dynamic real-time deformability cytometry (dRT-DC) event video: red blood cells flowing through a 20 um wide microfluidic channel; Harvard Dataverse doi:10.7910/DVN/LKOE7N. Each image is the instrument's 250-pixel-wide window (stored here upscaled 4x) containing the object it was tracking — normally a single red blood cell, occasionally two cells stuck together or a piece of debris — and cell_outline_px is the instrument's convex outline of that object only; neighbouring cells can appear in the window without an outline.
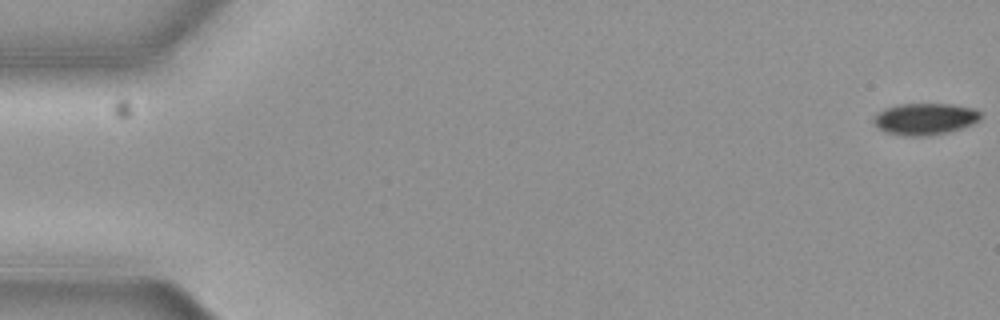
{"species": "common noctule bat (a hibernating species)", "species_latin": "Nyctalus noctula", "temperature_condition": "cold", "stored_images_in_passage": 10, "camera_frame_rate_fps": 3000, "um_per_image_px": 0.085, "animal": {"sex": "female", "body_mass_g": 19.3, "forearm_length_mm": 54.1}, "frame": {"image": 1, "passage_image": 1, "time_ms": 0.0, "image_size_px": [1000, 320], "cell_outline_px": [[980, 120], [972, 124], [960, 128], [944, 132], [924, 136], [904, 136], [888, 132], [880, 128], [872, 120], [884, 108], [900, 104], [952, 104], [972, 108], [980, 112]], "centroid_in_image_um": [78.63, 10.1], "position_along_channel_um": 6.4, "area_um2": 19.31}}